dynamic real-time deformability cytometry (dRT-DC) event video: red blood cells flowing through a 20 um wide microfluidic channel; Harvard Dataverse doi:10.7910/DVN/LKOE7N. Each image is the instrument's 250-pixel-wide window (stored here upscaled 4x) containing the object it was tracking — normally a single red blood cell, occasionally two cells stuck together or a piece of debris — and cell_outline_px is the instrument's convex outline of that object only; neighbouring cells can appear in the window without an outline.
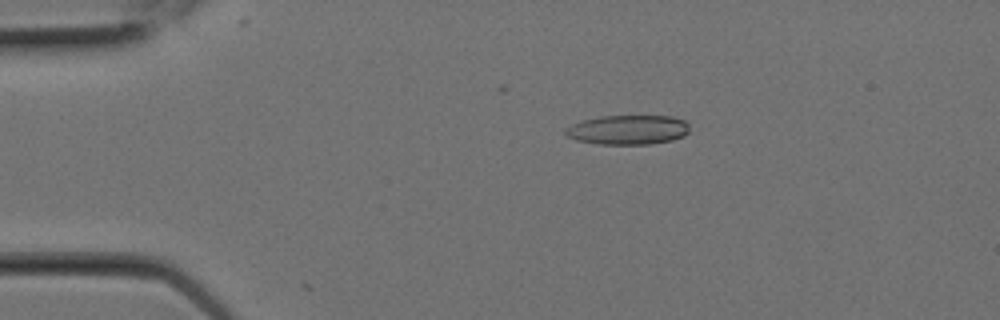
{"species": "Egyptian fruit bat (a non-hibernating species)", "species_latin": "Rousettus aegyptiacus", "temperature_condition": "room temperature", "stored_images_in_passage": 6, "camera_frame_rate_fps": 3000, "um_per_image_px": 0.085, "animal": {"sex": "female"}, "frame": {"image": 1, "passage_image": 4, "time_ms": 1.0, "image_size_px": [1000, 320], "cell_outline_px": [[688, 132], [684, 136], [672, 140], [648, 144], [600, 144], [576, 140], [568, 136], [564, 132], [564, 128], [572, 124], [584, 120], [600, 116], [672, 116], [684, 120], [688, 124]], "centroid_in_image_um": [53.37, 11.03], "position_along_channel_um": 31.6, "area_um2": 21.27}}